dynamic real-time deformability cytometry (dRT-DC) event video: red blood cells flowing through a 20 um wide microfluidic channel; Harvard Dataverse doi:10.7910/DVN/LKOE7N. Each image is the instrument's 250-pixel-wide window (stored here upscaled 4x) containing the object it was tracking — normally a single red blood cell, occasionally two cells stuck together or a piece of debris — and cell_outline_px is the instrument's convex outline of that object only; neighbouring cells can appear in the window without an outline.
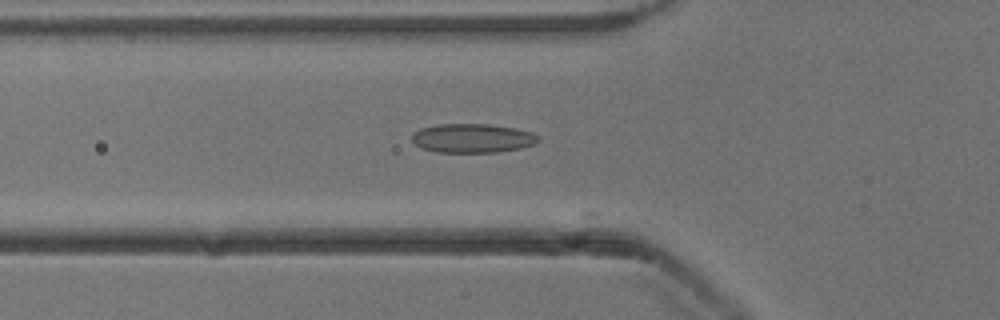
{"species": "common noctule bat (a hibernating species)", "species_latin": "Nyctalus noctula", "temperature_condition": "cold", "stored_images_in_passage": 9, "camera_frame_rate_fps": 3000, "um_per_image_px": 0.085, "animal": {"sex": "male", "body_mass_g": 13.3}, "frame": {"image": 1, "passage_image": 8, "time_ms": 2.333, "image_size_px": [1000, 320], "cell_outline_px": [[540, 140], [536, 144], [520, 148], [496, 152], [436, 152], [424, 148], [416, 144], [412, 140], [412, 132], [420, 128], [440, 124], [488, 124], [516, 128], [532, 132], [540, 136]], "centroid_in_image_um": [40.19, 11.74], "position_along_channel_um": 85.6, "area_um2": 21.44}}